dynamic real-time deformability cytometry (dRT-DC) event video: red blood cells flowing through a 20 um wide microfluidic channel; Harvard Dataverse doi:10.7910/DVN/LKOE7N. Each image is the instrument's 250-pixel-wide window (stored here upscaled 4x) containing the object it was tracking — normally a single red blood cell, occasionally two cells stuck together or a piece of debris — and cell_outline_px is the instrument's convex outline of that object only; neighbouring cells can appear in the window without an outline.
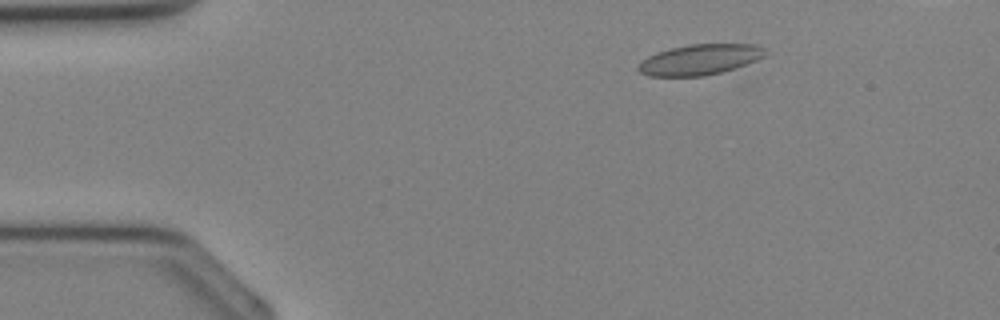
{"species": "Egyptian fruit bat (a non-hibernating species)", "species_latin": "Rousettus aegyptiacus", "temperature_condition": "cold", "stored_images_in_passage": 12, "camera_frame_rate_fps": 3000, "um_per_image_px": 0.085, "animal": {"sex": "female"}, "frame": {"image": 1, "passage_image": 6, "time_ms": 1.667, "image_size_px": [1000, 320], "cell_outline_px": [[768, 52], [764, 56], [756, 60], [720, 72], [704, 76], [648, 76], [640, 72], [636, 68], [640, 60], [648, 56], [672, 48], [692, 44], [752, 44], [764, 48]], "centroid_in_image_um": [59.45, 5.07], "position_along_channel_um": 25.6, "area_um2": 22.31}}